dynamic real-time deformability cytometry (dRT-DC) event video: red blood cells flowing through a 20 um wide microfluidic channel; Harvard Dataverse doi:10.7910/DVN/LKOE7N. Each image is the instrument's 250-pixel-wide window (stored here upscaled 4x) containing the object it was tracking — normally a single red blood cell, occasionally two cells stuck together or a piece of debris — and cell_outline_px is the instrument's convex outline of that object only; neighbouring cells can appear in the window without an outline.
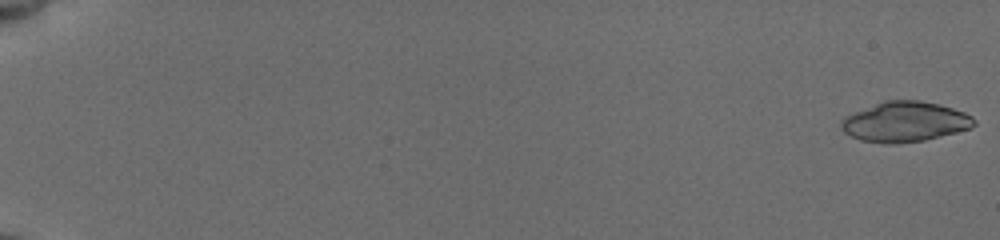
{"species": "common noctule bat (a hibernating species)", "species_latin": "Nyctalus noctula", "temperature_condition": "cold", "stored_images_in_passage": 101, "camera_frame_rate_fps": 3000, "um_per_image_px": 0.085, "animal": {"sex": "female", "body_mass_g": 19.5, "forearm_length_mm": 54.1}, "frame": {"image": 1, "passage_image": 1, "time_ms": 0.0, "image_size_px": [1000, 240], "cell_outline_px": [[976, 124], [972, 128], [924, 140], [860, 140], [844, 132], [840, 124], [840, 120], [844, 116], [884, 100], [920, 100], [940, 104], [964, 112], [972, 116], [976, 120]], "centroid_in_image_um": [76.96, 10.29], "position_along_channel_um": 8.0, "area_um2": 30.17}}
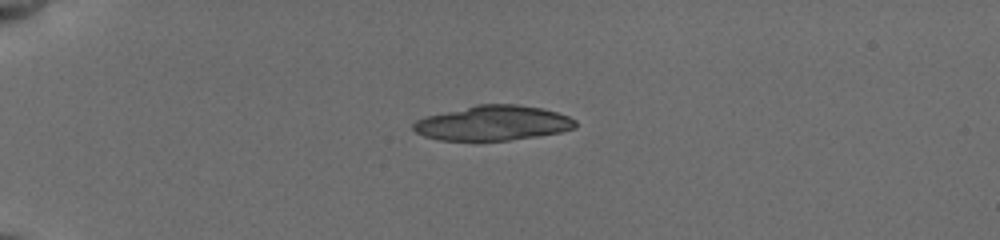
{"frame": {"image": 2, "passage_image": 17, "time_ms": 5.0, "image_size_px": [1000, 240], "cell_outline_px": [[576, 128], [560, 132], [536, 136], [508, 140], [440, 140], [424, 136], [416, 132], [412, 128], [412, 124], [416, 120], [428, 116], [476, 104], [516, 104], [544, 108], [568, 116], [576, 120]], "centroid_in_image_um": [41.92, 10.45], "position_along_channel_um": 43.1, "area_um2": 32.77}, "authors_computed_cell_mechanics": {"area_um2": 20.6924, "velocity_mm_per_s": 3.8437, "shape_relaxation_time_tau1_ms": 0.3361, "shape_relaxation_time_tau2_ms": 6.2941, "deformation_change_tau1": 0.2406, "deformation_change_tau2": 0.1624}}